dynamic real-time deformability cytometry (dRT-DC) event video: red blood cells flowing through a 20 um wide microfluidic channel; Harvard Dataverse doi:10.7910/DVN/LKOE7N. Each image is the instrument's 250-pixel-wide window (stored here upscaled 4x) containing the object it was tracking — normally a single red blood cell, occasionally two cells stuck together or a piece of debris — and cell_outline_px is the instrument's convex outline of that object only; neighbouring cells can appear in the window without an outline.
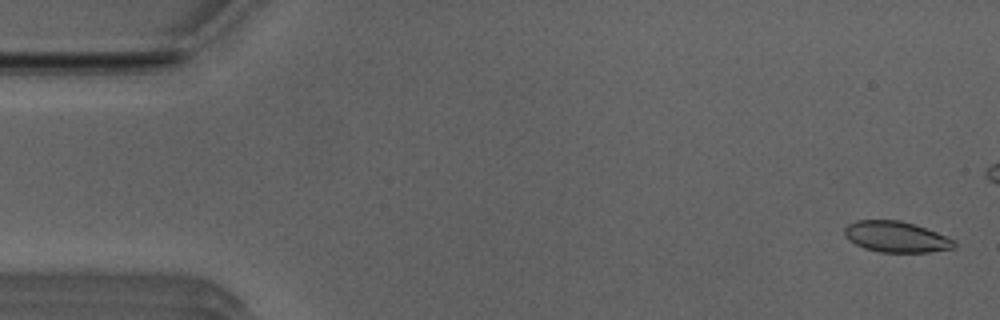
{"species": "Egyptian fruit bat (a non-hibernating species)", "species_latin": "Rousettus aegyptiacus", "temperature_condition": "room temperature", "stored_images_in_passage": 42, "camera_frame_rate_fps": 3000, "um_per_image_px": 0.085, "animal": {"sex": "male"}, "frame": {"image": 1, "passage_image": 2, "time_ms": 0.333, "image_size_px": [1000, 320], "cell_outline_px": [[956, 248], [928, 252], [880, 252], [864, 248], [848, 240], [844, 236], [844, 228], [848, 224], [856, 220], [900, 220], [916, 224], [956, 240]], "centroid_in_image_um": [76.18, 20.12], "position_along_channel_um": 8.8, "area_um2": 19.94}}
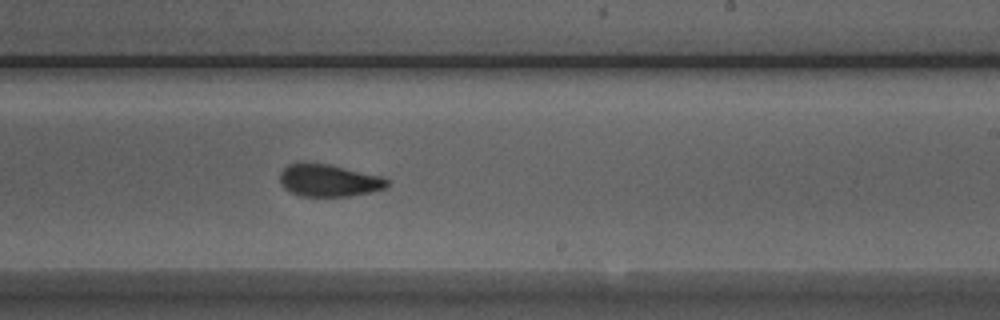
{"frame": {"image": 2, "passage_image": 31, "time_ms": 10.0, "image_size_px": [1000, 320], "cell_outline_px": [[388, 188], [372, 192], [352, 196], [300, 196], [284, 188], [280, 184], [280, 172], [288, 164], [328, 164], [380, 176], [388, 180]], "centroid_in_image_um": [27.97, 15.36], "position_along_channel_um": 261.0, "area_um2": 19.94}}
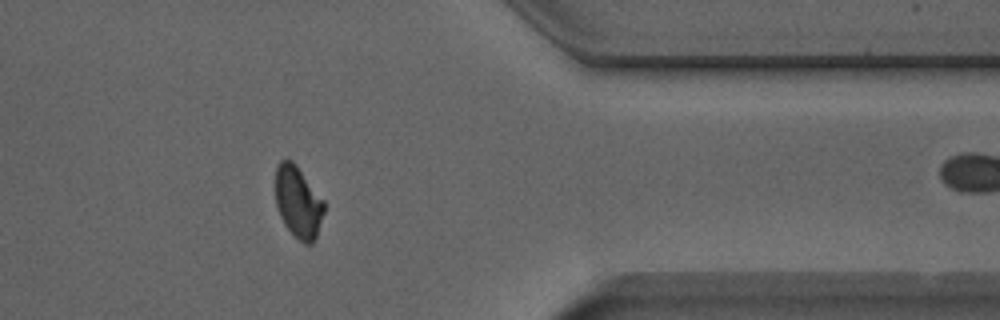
{"frame": {"image": 3, "passage_image": 42, "time_ms": 13.667, "image_size_px": [1000, 320], "cell_outline_px": [[324, 212], [316, 236], [312, 244], [304, 244], [284, 224], [280, 216], [276, 204], [276, 168], [280, 160], [292, 160], [296, 164], [324, 200]], "centroid_in_image_um": [25.35, 17.16], "position_along_channel_um": 386.1, "area_um2": 20.11}, "authors_computed_cell_mechanics": {"area_um2": 20.6924, "velocity_mm_per_s": 3.9441, "shape_relaxation_time_tau1_ms": 6.8315, "shape_relaxation_time_tau2_ms": 1.4843, "deformation_change_tau1": 0.1613, "deformation_change_tau2": 0.0574}}